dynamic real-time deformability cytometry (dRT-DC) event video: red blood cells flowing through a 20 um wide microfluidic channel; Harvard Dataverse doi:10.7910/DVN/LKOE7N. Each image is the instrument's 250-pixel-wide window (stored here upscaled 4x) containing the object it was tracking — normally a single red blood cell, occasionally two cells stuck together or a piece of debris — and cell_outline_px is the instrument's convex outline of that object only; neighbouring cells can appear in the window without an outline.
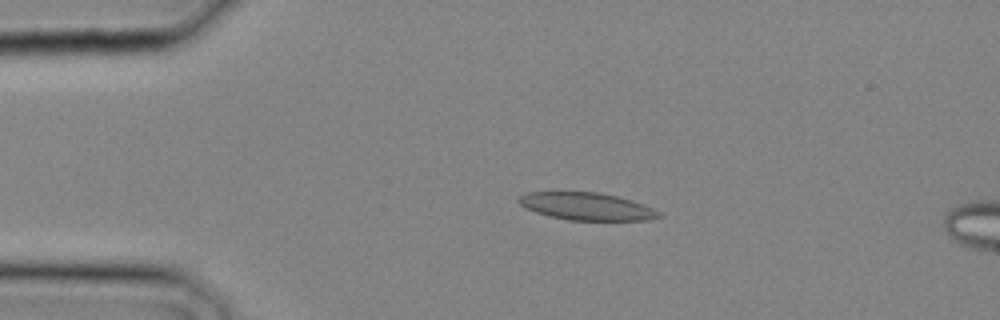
{"species": "common noctule bat (a hibernating species)", "species_latin": "Nyctalus noctula", "temperature_condition": "cold", "stored_images_in_passage": 8, "camera_frame_rate_fps": 3000, "um_per_image_px": 0.085, "animal": {"sex": "male", "body_mass_g": 20.4}, "frame": {"image": 1, "passage_image": 5, "time_ms": 1.333, "image_size_px": [1000, 320], "cell_outline_px": [[664, 216], [648, 220], [568, 220], [548, 216], [524, 208], [516, 200], [520, 196], [528, 192], [600, 192], [632, 200], [652, 208], [660, 212]], "centroid_in_image_um": [49.85, 17.54], "position_along_channel_um": 35.1, "area_um2": 22.48}}